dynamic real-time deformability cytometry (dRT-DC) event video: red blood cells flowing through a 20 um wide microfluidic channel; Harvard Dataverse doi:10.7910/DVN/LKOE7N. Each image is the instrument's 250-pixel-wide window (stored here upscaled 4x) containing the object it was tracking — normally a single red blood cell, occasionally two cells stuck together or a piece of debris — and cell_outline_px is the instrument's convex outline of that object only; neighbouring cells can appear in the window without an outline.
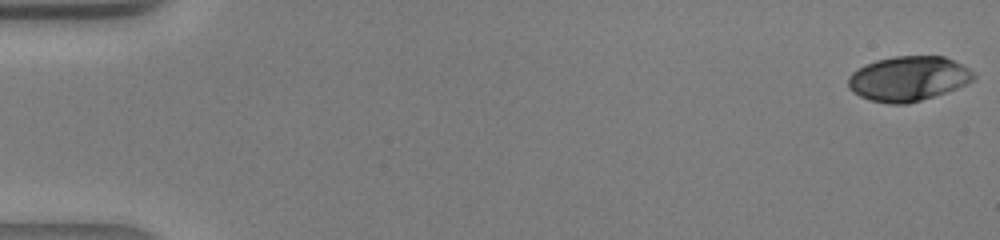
{"species": "human", "species_latin": "Homo sapiens", "temperature_condition": "warm", "stored_images_in_passage": 42, "camera_frame_rate_fps": 3000, "um_per_image_px": 0.085, "donor": {"sex": "male"}, "frame": {"image": 1, "passage_image": 1, "time_ms": 0.0, "image_size_px": [1000, 240], "cell_outline_px": [[976, 76], [972, 80], [956, 88], [908, 104], [888, 104], [872, 100], [860, 96], [852, 92], [848, 88], [848, 76], [852, 72], [876, 60], [896, 56], [944, 56], [968, 68]], "centroid_in_image_um": [77.17, 6.68], "position_along_channel_um": 7.8, "area_um2": 32.31}}
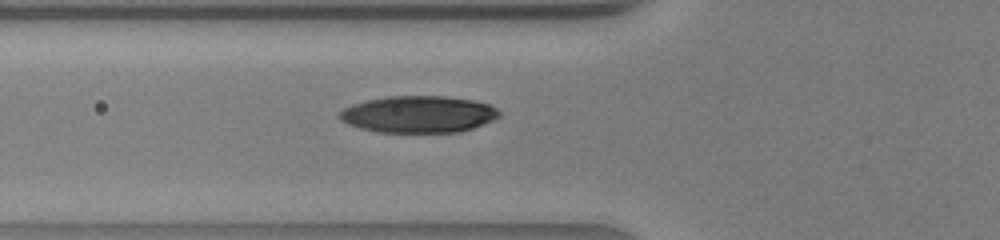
{"frame": {"image": 2, "passage_image": 16, "time_ms": 5.0, "image_size_px": [1000, 240], "cell_outline_px": [[504, 116], [472, 128], [460, 132], [376, 132], [360, 128], [348, 124], [340, 120], [340, 112], [344, 108], [352, 104], [368, 100], [388, 96], [444, 96], [472, 100], [488, 104], [496, 108]], "centroid_in_image_um": [35.59, 9.71], "position_along_channel_um": 90.2, "area_um2": 34.28}}
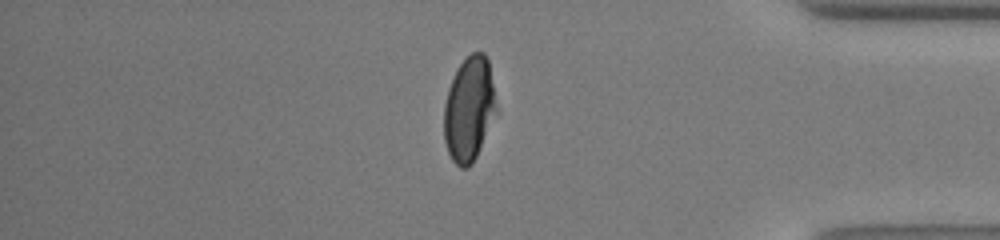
{"frame": {"image": 3, "passage_image": 36, "time_ms": 11.667, "image_size_px": [1000, 240], "cell_outline_px": [[500, 112], [472, 164], [468, 168], [460, 168], [452, 160], [448, 152], [444, 140], [444, 104], [448, 88], [460, 64], [472, 52], [484, 52], [488, 60]], "centroid_in_image_um": [39.92, 9.31], "position_along_channel_um": 395.3, "area_um2": 32.66}}